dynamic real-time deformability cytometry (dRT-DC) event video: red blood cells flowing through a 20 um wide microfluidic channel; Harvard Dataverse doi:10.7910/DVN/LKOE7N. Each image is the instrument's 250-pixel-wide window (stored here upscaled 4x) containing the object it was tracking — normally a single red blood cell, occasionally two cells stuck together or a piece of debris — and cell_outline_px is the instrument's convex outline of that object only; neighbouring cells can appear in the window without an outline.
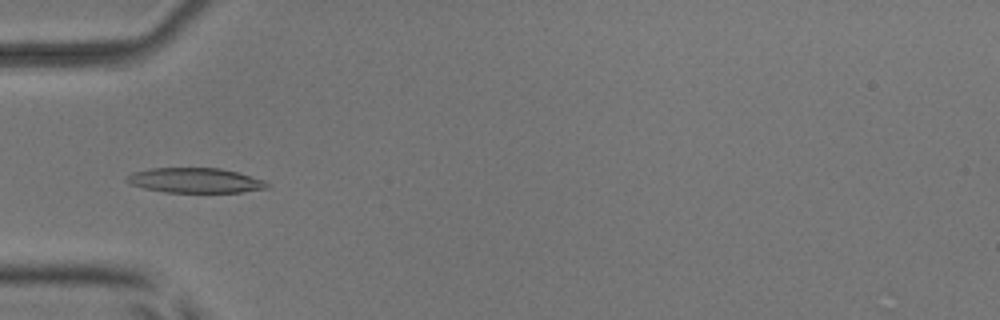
{"species": "common noctule bat (a hibernating species)", "species_latin": "Nyctalus noctula", "temperature_condition": "room temperature", "stored_images_in_passage": 1, "camera_frame_rate_fps": 3000, "um_per_image_px": 0.085, "animal": {"sex": "male", "body_mass_g": 17.9, "forearm_length_mm": 54.2}, "frame": {"image": 1, "passage_image": 1, "time_ms": 0.0, "image_size_px": [1000, 320], "cell_outline_px": [[272, 184], [268, 188], [240, 192], [164, 192], [144, 188], [132, 184], [124, 180], [124, 176], [132, 172], [152, 168], [220, 168], [236, 172], [264, 180]], "centroid_in_image_um": [16.57, 15.33], "position_along_channel_um": 68.4, "area_um2": 20.4}}